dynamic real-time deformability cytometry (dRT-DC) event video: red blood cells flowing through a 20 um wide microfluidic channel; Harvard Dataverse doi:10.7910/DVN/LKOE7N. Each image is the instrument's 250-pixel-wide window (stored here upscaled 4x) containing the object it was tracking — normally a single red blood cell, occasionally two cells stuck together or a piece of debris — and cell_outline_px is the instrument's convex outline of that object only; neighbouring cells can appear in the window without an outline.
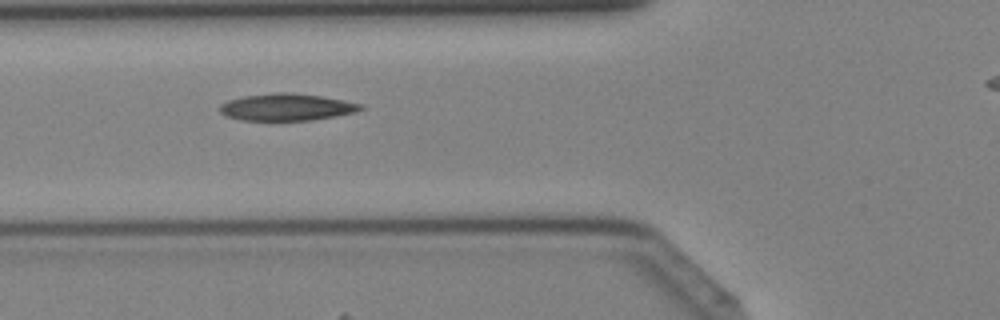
{"species": "Egyptian fruit bat (a non-hibernating species)", "species_latin": "Rousettus aegyptiacus", "temperature_condition": "cold", "stored_images_in_passage": 32, "camera_frame_rate_fps": 3000, "um_per_image_px": 0.085, "animal": {"sex": "female"}, "frame": {"image": 1, "passage_image": 9, "time_ms": 2.667, "image_size_px": [1000, 320], "cell_outline_px": [[364, 108], [356, 112], [336, 116], [312, 120], [240, 120], [224, 116], [220, 112], [220, 104], [228, 100], [244, 96], [284, 92], [320, 96], [364, 104]], "centroid_in_image_um": [24.36, 9.12], "position_along_channel_um": 101.4, "area_um2": 22.02}}
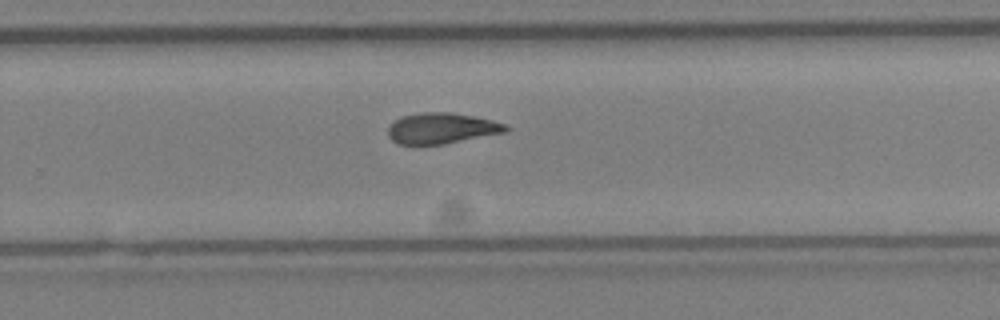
{"frame": {"image": 2, "passage_image": 21, "time_ms": 6.667, "image_size_px": [1000, 320], "cell_outline_px": [[512, 128], [504, 132], [444, 144], [396, 144], [388, 136], [388, 128], [396, 120], [404, 116], [424, 112], [448, 112], [476, 116], [508, 124]], "centroid_in_image_um": [37.58, 10.9], "position_along_channel_um": 292.2, "area_um2": 21.04}}
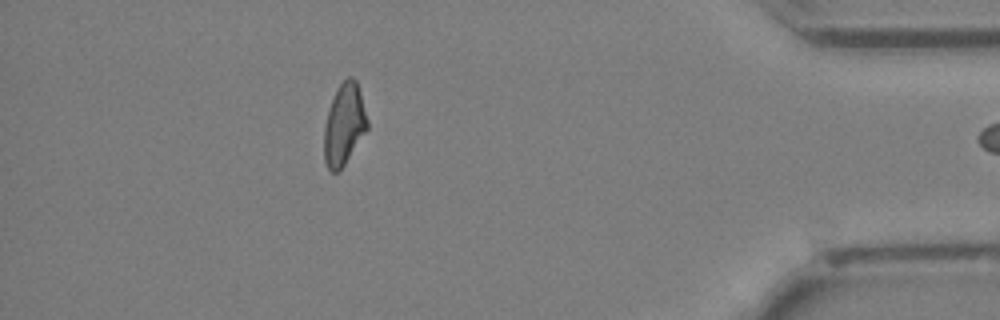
{"frame": {"image": 3, "passage_image": 31, "time_ms": 10.0, "image_size_px": [1000, 320], "cell_outline_px": [[368, 128], [344, 164], [336, 172], [332, 172], [328, 168], [324, 160], [324, 128], [328, 112], [336, 88], [348, 76], [352, 76], [356, 80], [360, 92], [368, 120]], "centroid_in_image_um": [29.25, 10.55], "position_along_channel_um": 406.0, "area_um2": 20.23}}